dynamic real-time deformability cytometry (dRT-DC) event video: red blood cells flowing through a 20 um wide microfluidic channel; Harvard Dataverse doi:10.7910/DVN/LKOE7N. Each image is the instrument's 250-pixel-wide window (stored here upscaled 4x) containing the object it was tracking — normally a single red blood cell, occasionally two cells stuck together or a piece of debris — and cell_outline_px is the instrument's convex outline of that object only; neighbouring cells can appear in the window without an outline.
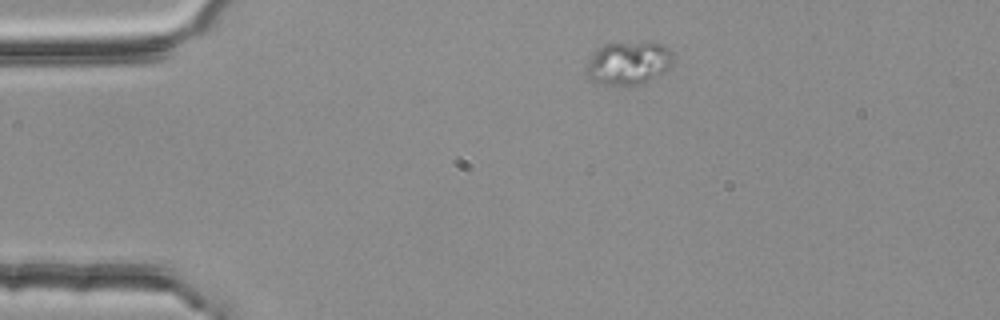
{"species": "common noctule bat (a hibernating species)", "species_latin": "Nyctalus noctula", "temperature_condition": "room temperature", "stored_images_in_passage": 2, "camera_frame_rate_fps": 3000, "um_per_image_px": 0.085, "animal": {"sex": "female", "body_mass_g": 25.1}, "frame": {"image": 1, "passage_image": 1, "time_ms": 0.0, "image_size_px": [1000, 320], "cell_outline_px": [[672, 64], [668, 72], [640, 84], [608, 88], [596, 84], [588, 80], [588, 60], [592, 52], [596, 48], [604, 44], [664, 44], [672, 52]], "centroid_in_image_um": [53.38, 5.44], "position_along_channel_um": 31.6, "area_um2": 22.25}}
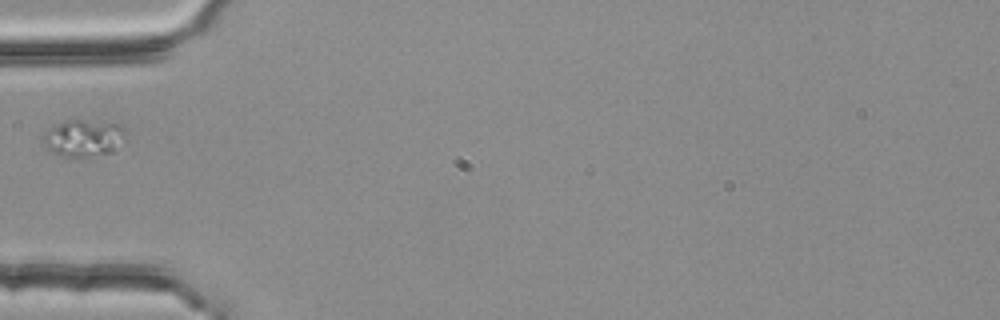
{"frame": {"image": 2, "passage_image": 2, "time_ms": 0.333, "image_size_px": [1000, 320], "cell_outline_px": [[124, 140], [112, 152], [76, 160], [56, 156], [44, 144], [44, 132], [48, 128], [64, 120], [84, 120], [120, 124], [124, 128]], "centroid_in_image_um": [7.06, 11.78], "position_along_channel_um": 77.9, "area_um2": 18.26}}